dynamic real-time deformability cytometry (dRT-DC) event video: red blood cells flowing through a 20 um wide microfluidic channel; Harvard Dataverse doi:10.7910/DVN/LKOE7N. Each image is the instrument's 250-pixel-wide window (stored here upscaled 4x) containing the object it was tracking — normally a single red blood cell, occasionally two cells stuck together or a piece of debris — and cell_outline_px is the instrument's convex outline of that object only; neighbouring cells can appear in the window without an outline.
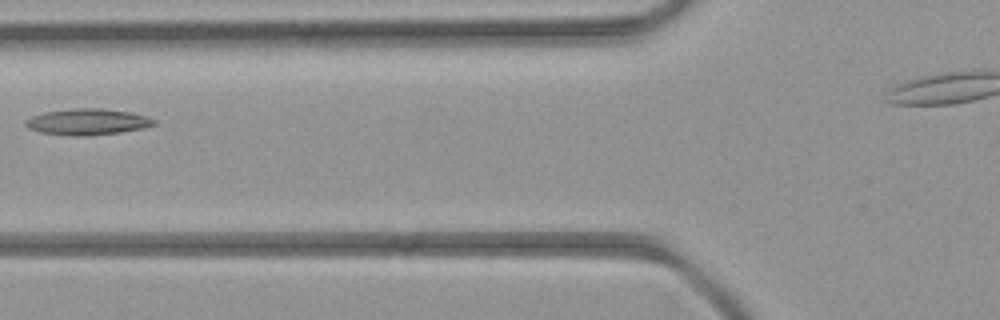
{"species": "common noctule bat (a hibernating species)", "species_latin": "Nyctalus noctula", "temperature_condition": "room temperature", "stored_images_in_passage": 5, "camera_frame_rate_fps": 3000, "um_per_image_px": 0.085, "animal": {"sex": "female", "body_mass_g": 21.9}, "frame": {"image": 1, "passage_image": 4, "time_ms": 3.333, "image_size_px": [1000, 320], "cell_outline_px": [[156, 124], [144, 128], [120, 132], [88, 136], [76, 136], [40, 132], [28, 128], [24, 124], [24, 120], [32, 116], [44, 112], [72, 108], [100, 108], [128, 112], [148, 116], [156, 120]], "centroid_in_image_um": [7.43, 10.35], "position_along_channel_um": 118.4, "area_um2": 19.65}}